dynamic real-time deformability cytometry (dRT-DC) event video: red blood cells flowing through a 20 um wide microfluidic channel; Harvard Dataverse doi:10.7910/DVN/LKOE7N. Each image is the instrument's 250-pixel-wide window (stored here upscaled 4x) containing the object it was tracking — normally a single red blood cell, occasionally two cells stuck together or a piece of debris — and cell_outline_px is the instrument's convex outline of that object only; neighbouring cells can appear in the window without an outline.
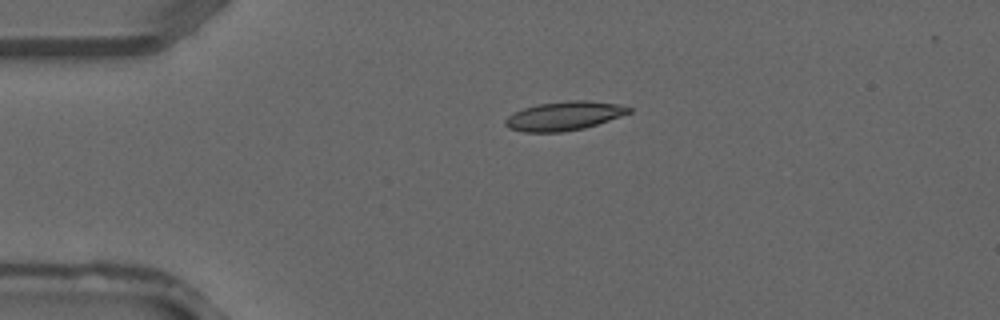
{"species": "common noctule bat (a hibernating species)", "species_latin": "Nyctalus noctula", "temperature_condition": "warm", "stored_images_in_passage": 4, "camera_frame_rate_fps": 3000, "um_per_image_px": 0.085, "animal": {"sex": "male", "forearm_length_mm": 52.5}, "frame": {"image": 1, "passage_image": 3, "time_ms": 0.667, "image_size_px": [1000, 320], "cell_outline_px": [[632, 112], [584, 128], [560, 132], [524, 132], [508, 128], [504, 124], [504, 120], [508, 116], [524, 108], [540, 104], [568, 100], [588, 100], [616, 104], [632, 108]], "centroid_in_image_um": [47.93, 9.85], "position_along_channel_um": 37.1, "area_um2": 20.58}}
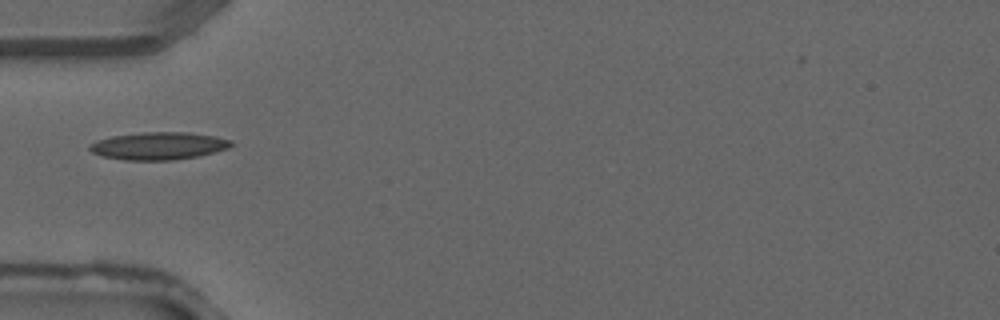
{"frame": {"image": 2, "passage_image": 4, "time_ms": 1.0, "image_size_px": [1000, 320], "cell_outline_px": [[236, 144], [228, 148], [196, 156], [172, 160], [124, 160], [100, 156], [92, 152], [88, 148], [88, 144], [96, 140], [112, 136], [144, 132], [188, 132], [216, 136], [232, 140]], "centroid_in_image_um": [13.46, 12.39], "position_along_channel_um": 71.5, "area_um2": 22.83}}